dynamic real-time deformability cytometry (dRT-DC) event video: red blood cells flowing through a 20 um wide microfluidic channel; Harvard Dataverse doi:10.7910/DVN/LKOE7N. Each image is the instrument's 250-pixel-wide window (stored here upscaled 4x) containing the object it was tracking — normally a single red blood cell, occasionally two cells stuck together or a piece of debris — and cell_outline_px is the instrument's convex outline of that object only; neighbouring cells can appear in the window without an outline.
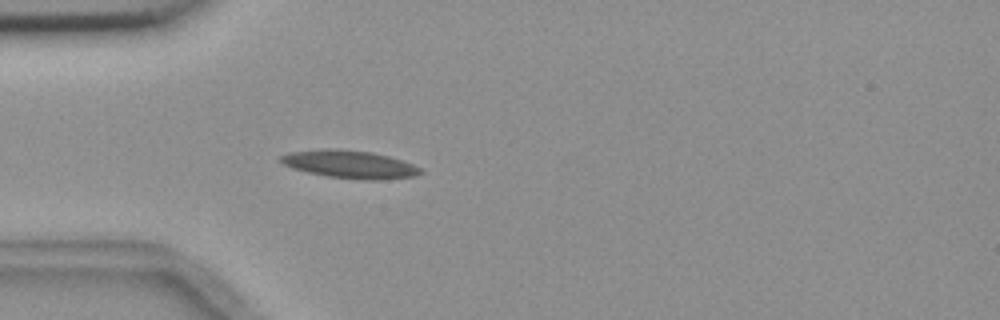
{"species": "common noctule bat (a hibernating species)", "species_latin": "Nyctalus noctula", "temperature_condition": "room temperature", "stored_images_in_passage": 4, "camera_frame_rate_fps": 3000, "um_per_image_px": 0.085, "animal": {"sex": "female", "body_mass_g": 18.4}, "frame": {"image": 1, "passage_image": 4, "time_ms": 4.333, "image_size_px": [1000, 320], "cell_outline_px": [[424, 172], [416, 176], [380, 180], [368, 180], [328, 176], [308, 172], [292, 168], [284, 164], [280, 160], [280, 156], [288, 152], [336, 148], [372, 152], [388, 156], [412, 164], [420, 168]], "centroid_in_image_um": [29.75, 13.97], "position_along_channel_um": 55.3, "area_um2": 22.48}}